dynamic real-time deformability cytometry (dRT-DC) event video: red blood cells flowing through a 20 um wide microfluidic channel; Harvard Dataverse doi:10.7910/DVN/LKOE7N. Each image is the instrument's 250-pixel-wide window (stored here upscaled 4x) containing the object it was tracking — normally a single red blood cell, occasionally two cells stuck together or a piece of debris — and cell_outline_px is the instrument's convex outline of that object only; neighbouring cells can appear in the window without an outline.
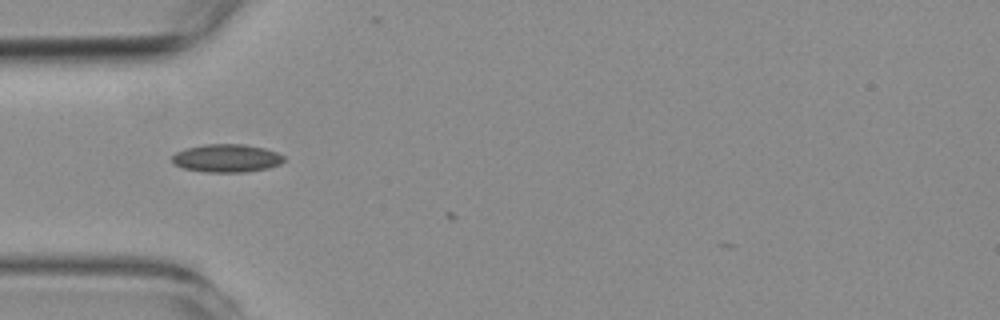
{"species": "common noctule bat (a hibernating species)", "species_latin": "Nyctalus noctula", "temperature_condition": "room temperature", "stored_images_in_passage": 10, "camera_frame_rate_fps": 3000, "um_per_image_px": 0.085, "animal": {"sex": "female", "body_mass_g": 19.3, "forearm_length_mm": 54.1}, "frame": {"image": 1, "passage_image": 8, "time_ms": 2.333, "image_size_px": [1000, 320], "cell_outline_px": [[284, 160], [280, 164], [268, 168], [244, 172], [204, 172], [184, 168], [172, 164], [172, 156], [176, 152], [184, 148], [204, 144], [244, 144], [264, 148], [276, 152], [284, 156]], "centroid_in_image_um": [19.23, 13.44], "position_along_channel_um": 65.8, "area_um2": 18.38}}